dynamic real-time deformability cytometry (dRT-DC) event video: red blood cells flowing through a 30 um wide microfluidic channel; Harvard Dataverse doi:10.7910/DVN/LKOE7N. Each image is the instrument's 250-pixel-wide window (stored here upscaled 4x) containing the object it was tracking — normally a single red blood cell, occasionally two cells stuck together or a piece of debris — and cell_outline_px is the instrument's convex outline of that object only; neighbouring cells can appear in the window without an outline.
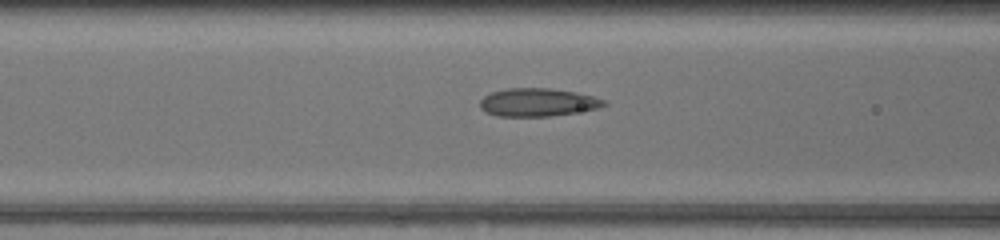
{"species": "common noctule bat (a hibernating species)", "species_latin": "Nyctalus noctula", "temperature_condition": "warm", "stored_images_in_passage": 11, "camera_frame_rate_fps": 3000, "um_per_image_px": 0.085, "animal": {"sex": "female", "body_mass_g": 17.0, "forearm_length_mm": 48.0}, "frame": {"image": 1, "passage_image": 10, "time_ms": 3.0, "image_size_px": [1000, 240], "cell_outline_px": [[608, 104], [596, 108], [552, 116], [496, 116], [480, 108], [480, 100], [484, 96], [492, 92], [508, 88], [548, 88], [576, 92], [592, 96], [604, 100]], "centroid_in_image_um": [45.68, 8.69], "position_along_channel_um": 120.9, "area_um2": 20.06}}